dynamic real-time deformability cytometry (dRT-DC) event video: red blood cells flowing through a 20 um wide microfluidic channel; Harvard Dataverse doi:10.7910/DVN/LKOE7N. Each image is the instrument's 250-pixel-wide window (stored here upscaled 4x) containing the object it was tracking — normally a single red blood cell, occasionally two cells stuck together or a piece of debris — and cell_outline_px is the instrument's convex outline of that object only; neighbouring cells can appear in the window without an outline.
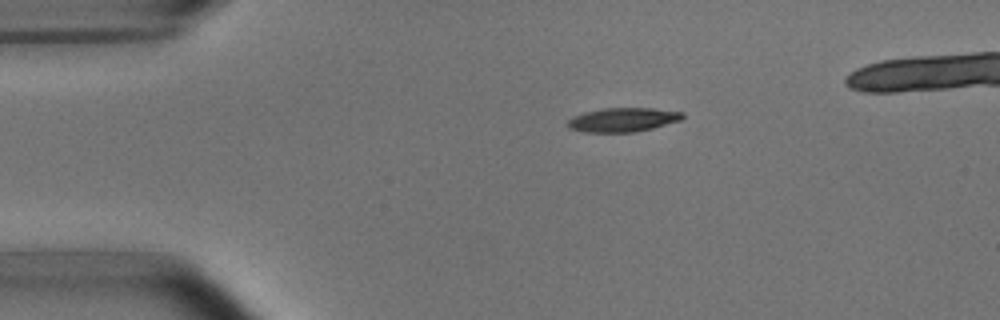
{"species": "common noctule bat (a hibernating species)", "species_latin": "Nyctalus noctula", "temperature_condition": "room temperature", "stored_images_in_passage": 4, "camera_frame_rate_fps": 3000, "um_per_image_px": 0.085, "animal": {"sex": "male", "body_mass_g": 15.6}, "frame": {"image": 1, "passage_image": 2, "time_ms": 1.0, "image_size_px": [1000, 320], "cell_outline_px": [[684, 116], [680, 120], [652, 128], [636, 132], [584, 132], [568, 128], [568, 120], [584, 112], [604, 108], [652, 108], [684, 112]], "centroid_in_image_um": [52.95, 10.18], "position_along_channel_um": 32.0, "area_um2": 15.95}}